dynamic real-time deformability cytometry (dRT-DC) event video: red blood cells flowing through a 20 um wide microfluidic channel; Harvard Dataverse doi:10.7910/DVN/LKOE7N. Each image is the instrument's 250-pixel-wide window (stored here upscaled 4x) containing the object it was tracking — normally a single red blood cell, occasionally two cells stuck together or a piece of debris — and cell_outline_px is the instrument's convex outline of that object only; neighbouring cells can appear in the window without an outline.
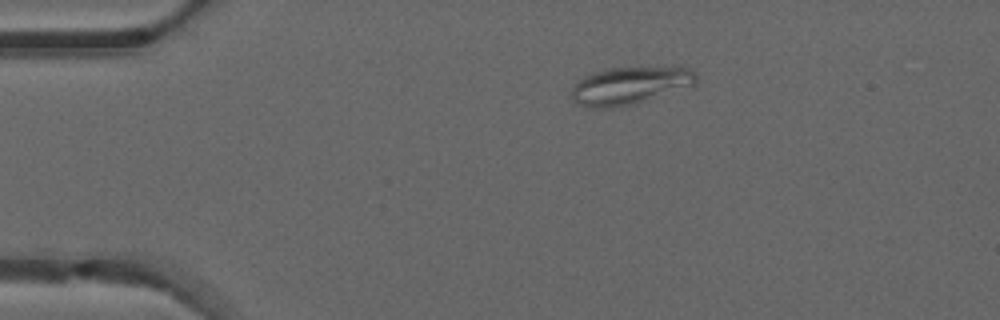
{"species": "common noctule bat (a hibernating species)", "species_latin": "Nyctalus noctula", "temperature_condition": "warm", "stored_images_in_passage": 41, "camera_frame_rate_fps": 3000, "um_per_image_px": 0.085, "animal": {"sex": "male", "forearm_length_mm": 52.5}, "frame": {"image": 1, "passage_image": 1, "time_ms": 0.0, "image_size_px": [1000, 320], "cell_outline_px": [[696, 80], [692, 84], [636, 104], [612, 108], [588, 108], [576, 104], [572, 100], [572, 88], [584, 76], [592, 72], [604, 68], [688, 68], [696, 72]], "centroid_in_image_um": [53.43, 7.3], "position_along_channel_um": 31.6, "area_um2": 26.88}}
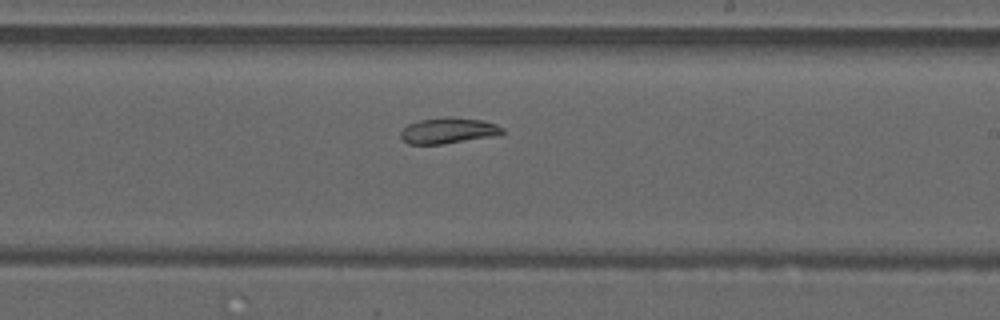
{"frame": {"image": 2, "passage_image": 21, "time_ms": 6.667, "image_size_px": [1000, 320], "cell_outline_px": [[504, 132], [500, 136], [444, 144], [408, 144], [400, 136], [400, 132], [408, 124], [420, 120], [444, 116], [484, 120], [496, 124], [504, 128]], "centroid_in_image_um": [38.16, 11.1], "position_along_channel_um": 250.8, "area_um2": 15.66}}
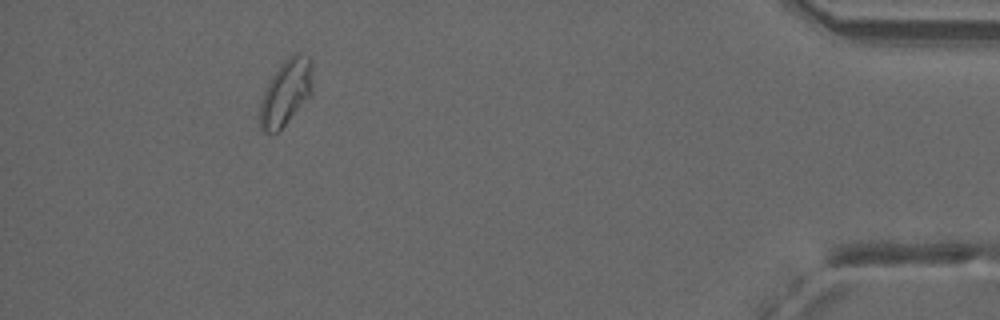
{"frame": {"image": 3, "passage_image": 37, "time_ms": 12.0, "image_size_px": [1000, 320], "cell_outline_px": [[312, 92], [284, 124], [276, 132], [264, 132], [260, 128], [260, 100], [272, 76], [284, 60], [288, 56], [296, 52], [300, 52], [308, 56], [312, 60]], "centroid_in_image_um": [24.31, 7.79], "position_along_channel_um": 410.9, "area_um2": 19.83}}